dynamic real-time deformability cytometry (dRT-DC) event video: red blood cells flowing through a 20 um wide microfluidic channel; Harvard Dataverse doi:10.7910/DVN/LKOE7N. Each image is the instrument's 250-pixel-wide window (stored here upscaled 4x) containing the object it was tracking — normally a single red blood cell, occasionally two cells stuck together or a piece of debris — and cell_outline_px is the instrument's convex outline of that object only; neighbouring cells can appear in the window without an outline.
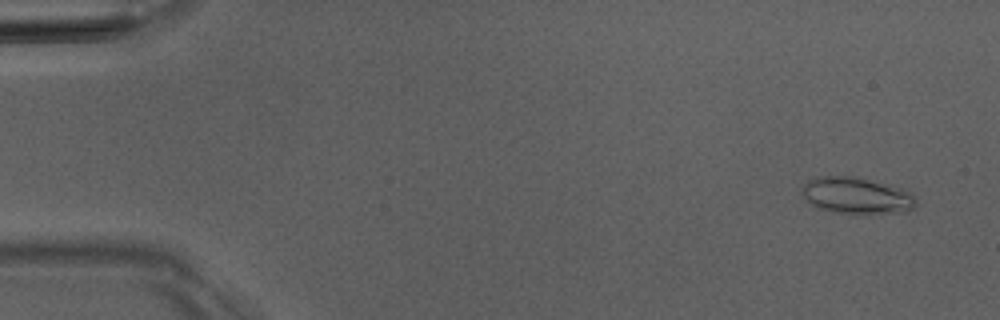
{"species": "Egyptian fruit bat (a non-hibernating species)", "species_latin": "Rousettus aegyptiacus", "temperature_condition": "room temperature", "stored_images_in_passage": 5, "camera_frame_rate_fps": 3000, "um_per_image_px": 0.085, "animal": {"sex": "male"}, "frame": {"image": 1, "passage_image": 1, "time_ms": 0.0, "image_size_px": [1000, 320], "cell_outline_px": [[916, 204], [912, 208], [904, 212], [852, 216], [832, 212], [816, 208], [800, 192], [804, 184], [808, 180], [820, 176], [860, 176], [888, 184], [912, 192], [916, 196]], "centroid_in_image_um": [72.83, 16.65], "position_along_channel_um": 12.2, "area_um2": 25.2}}